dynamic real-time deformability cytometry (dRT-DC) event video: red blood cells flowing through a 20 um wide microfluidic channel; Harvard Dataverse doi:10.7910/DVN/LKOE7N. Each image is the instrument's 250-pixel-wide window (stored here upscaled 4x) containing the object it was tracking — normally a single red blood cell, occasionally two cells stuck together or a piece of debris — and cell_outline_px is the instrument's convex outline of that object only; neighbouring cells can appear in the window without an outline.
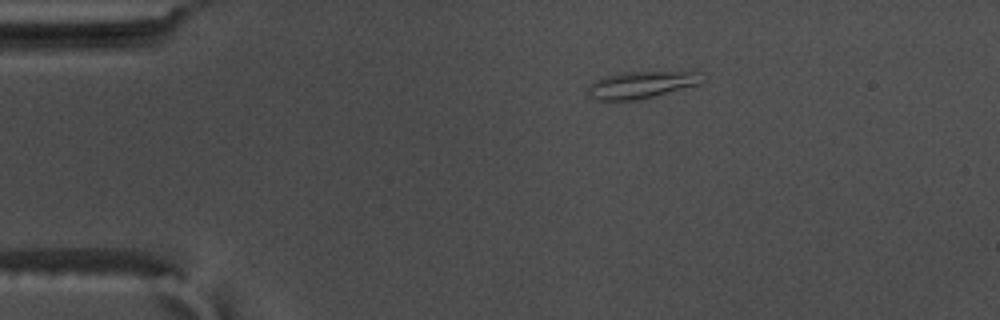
{"species": "common noctule bat (a hibernating species)", "species_latin": "Nyctalus noctula", "temperature_condition": "warm", "stored_images_in_passage": 46, "camera_frame_rate_fps": 3000, "um_per_image_px": 0.085, "animal": {"sex": "male", "body_mass_g": 17.5, "forearm_length_mm": 52.3}, "frame": {"image": 1, "passage_image": 1, "time_ms": 0.0, "image_size_px": [1000, 320], "cell_outline_px": [[700, 84], [636, 100], [596, 100], [588, 96], [588, 84], [604, 76], [620, 72], [700, 72]], "centroid_in_image_um": [54.41, 7.21], "position_along_channel_um": 30.6, "area_um2": 17.69}}
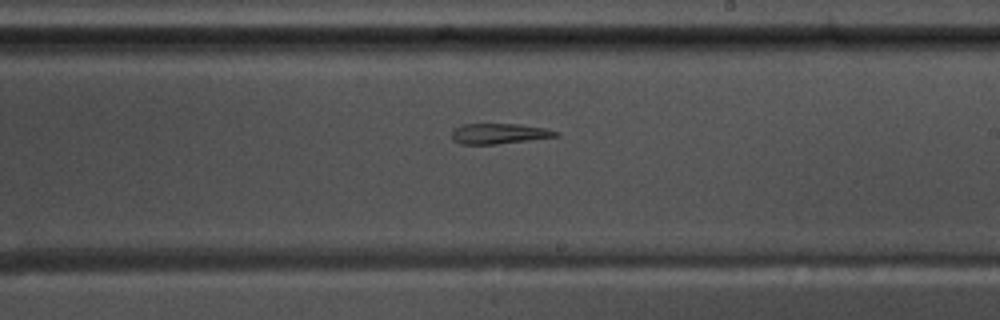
{"frame": {"image": 2, "passage_image": 23, "time_ms": 7.333, "image_size_px": [1000, 320], "cell_outline_px": [[560, 136], [496, 144], [460, 144], [452, 140], [452, 128], [460, 124], [520, 124], [544, 128], [560, 132]], "centroid_in_image_um": [42.39, 11.35], "position_along_channel_um": 246.6, "area_um2": 12.48}}
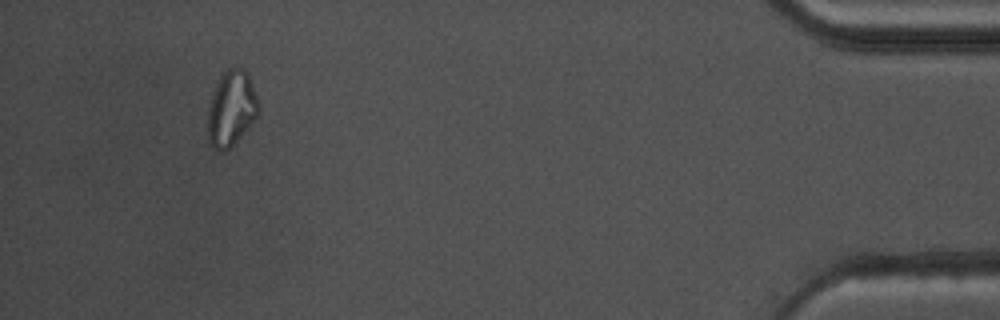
{"frame": {"image": 3, "passage_image": 42, "time_ms": 13.667, "image_size_px": [1000, 320], "cell_outline_px": [[260, 108], [256, 116], [248, 128], [228, 148], [212, 148], [208, 136], [208, 108], [212, 92], [216, 84], [224, 72], [228, 68], [244, 68], [248, 72]], "centroid_in_image_um": [19.66, 9.17], "position_along_channel_um": 415.5, "area_um2": 21.79}}